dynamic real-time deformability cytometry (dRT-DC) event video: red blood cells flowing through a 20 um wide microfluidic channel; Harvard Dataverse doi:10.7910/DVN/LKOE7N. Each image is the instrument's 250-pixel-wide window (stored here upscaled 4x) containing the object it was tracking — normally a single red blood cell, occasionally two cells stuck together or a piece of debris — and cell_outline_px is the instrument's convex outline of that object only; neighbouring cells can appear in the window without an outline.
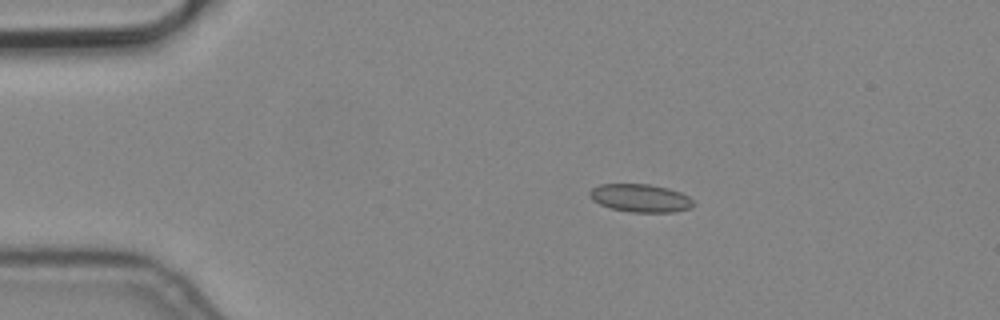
{"species": "common noctule bat (a hibernating species)", "species_latin": "Nyctalus noctula", "temperature_condition": "cold", "stored_images_in_passage": 5, "camera_frame_rate_fps": 3000, "um_per_image_px": 0.085, "animal": {"sex": "male", "body_mass_g": 19.2, "forearm_length_mm": 51.8}, "frame": {"image": 1, "passage_image": 2, "time_ms": 0.333, "image_size_px": [1000, 320], "cell_outline_px": [[696, 204], [692, 208], [672, 212], [628, 212], [612, 208], [600, 204], [592, 200], [588, 196], [588, 192], [592, 188], [600, 184], [648, 184], [668, 188], [680, 192], [688, 196]], "centroid_in_image_um": [54.43, 16.84], "position_along_channel_um": 30.6, "area_um2": 17.05}}
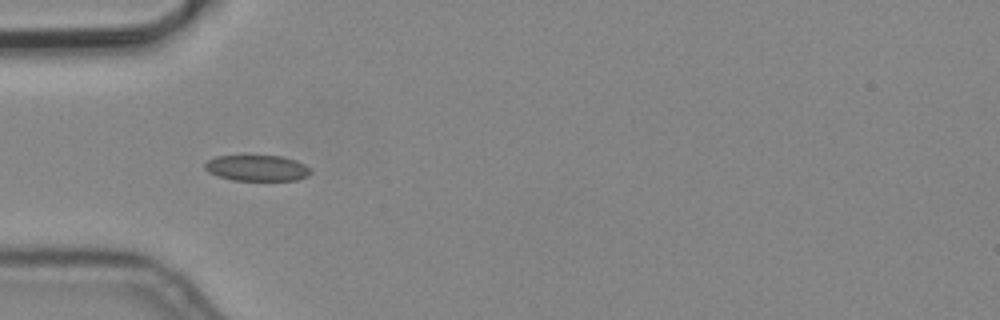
{"frame": {"image": 2, "passage_image": 4, "time_ms": 1.0, "image_size_px": [1000, 320], "cell_outline_px": [[312, 172], [308, 176], [296, 180], [232, 180], [216, 176], [208, 172], [204, 168], [204, 164], [208, 160], [216, 156], [280, 156], [296, 160], [304, 164]], "centroid_in_image_um": [21.82, 14.29], "position_along_channel_um": 63.2, "area_um2": 15.95}}